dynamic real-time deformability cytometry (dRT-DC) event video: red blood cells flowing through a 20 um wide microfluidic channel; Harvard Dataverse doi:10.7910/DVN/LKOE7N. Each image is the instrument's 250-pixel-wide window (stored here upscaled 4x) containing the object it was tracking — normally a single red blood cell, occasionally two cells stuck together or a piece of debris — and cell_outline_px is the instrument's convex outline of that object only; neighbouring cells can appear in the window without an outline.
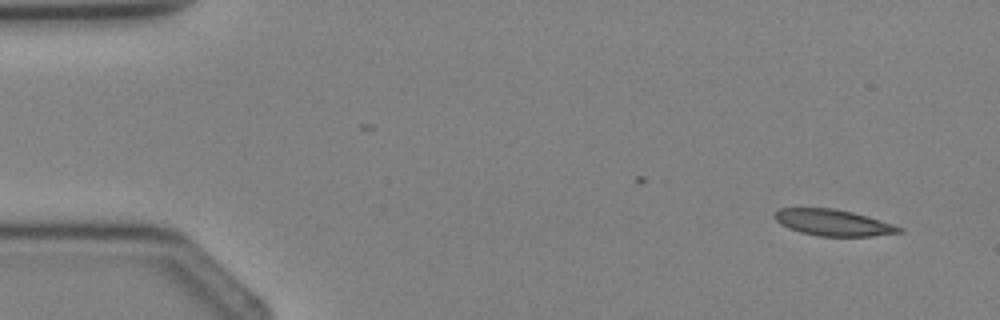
{"species": "Egyptian fruit bat (a non-hibernating species)", "species_latin": "Rousettus aegyptiacus", "temperature_condition": "cold", "stored_images_in_passage": 4, "segment_of_instrument_passage": [2, 2], "camera_frame_rate_fps": 3000, "um_per_image_px": 0.085, "animal": {"sex": "female"}, "frame": {"image": 1, "passage_image": 4, "time_ms": 3.667, "image_size_px": [1000, 320], "cell_outline_px": [[904, 232], [872, 236], [820, 236], [800, 232], [788, 228], [780, 224], [772, 216], [780, 208], [836, 208], [868, 216], [904, 228]], "centroid_in_image_um": [70.82, 18.92], "position_along_channel_um": 14.2, "area_um2": 19.13}}